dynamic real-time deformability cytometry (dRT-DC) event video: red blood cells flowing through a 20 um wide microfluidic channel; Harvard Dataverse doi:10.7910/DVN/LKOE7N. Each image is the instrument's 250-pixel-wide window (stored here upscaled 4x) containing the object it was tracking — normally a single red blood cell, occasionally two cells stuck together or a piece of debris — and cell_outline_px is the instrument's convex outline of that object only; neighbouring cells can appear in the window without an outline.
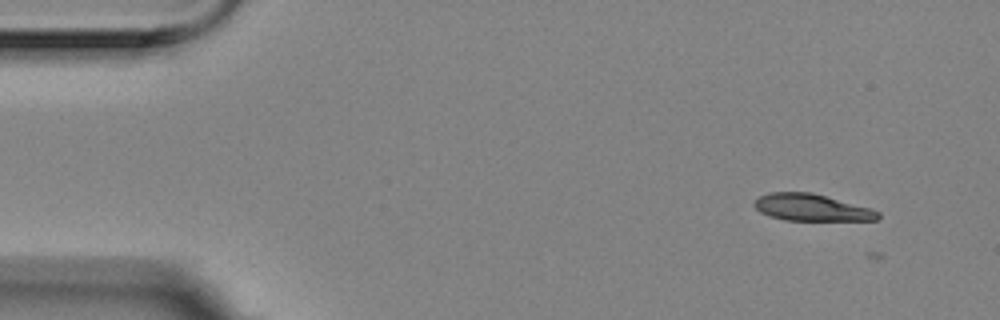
{"species": "Egyptian fruit bat (a non-hibernating species)", "species_latin": "Rousettus aegyptiacus", "temperature_condition": "room temperature", "stored_images_in_passage": 6, "segment_of_instrument_passage": [1, 2], "camera_frame_rate_fps": 3000, "um_per_image_px": 0.085, "animal": {"sex": "female"}, "frame": {"image": 1, "passage_image": 2, "time_ms": 0.333, "image_size_px": [1000, 320], "cell_outline_px": [[880, 216], [876, 220], [784, 220], [768, 216], [760, 212], [752, 204], [760, 196], [768, 192], [812, 192], [868, 208], [880, 212]], "centroid_in_image_um": [68.93, 17.64], "position_along_channel_um": 16.1, "area_um2": 19.19}}
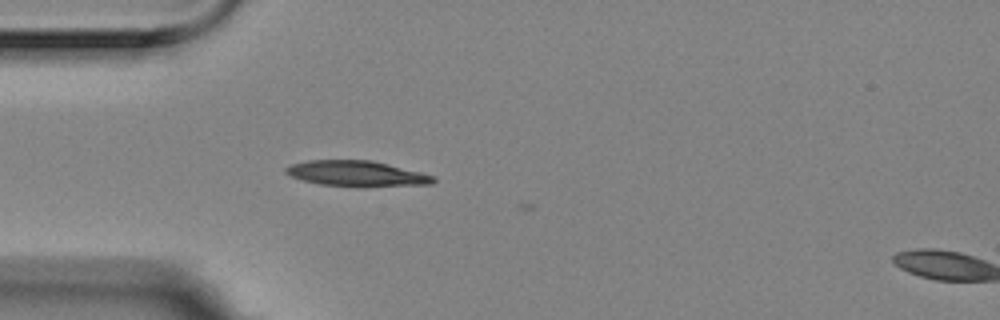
{"frame": {"image": 2, "passage_image": 5, "time_ms": 1.333, "image_size_px": [1000, 320], "cell_outline_px": [[436, 180], [432, 184], [356, 188], [320, 184], [304, 180], [292, 176], [284, 172], [284, 168], [292, 164], [308, 160], [372, 160], [436, 176]], "centroid_in_image_um": [30.35, 14.77], "position_along_channel_um": 54.7, "area_um2": 22.31}}